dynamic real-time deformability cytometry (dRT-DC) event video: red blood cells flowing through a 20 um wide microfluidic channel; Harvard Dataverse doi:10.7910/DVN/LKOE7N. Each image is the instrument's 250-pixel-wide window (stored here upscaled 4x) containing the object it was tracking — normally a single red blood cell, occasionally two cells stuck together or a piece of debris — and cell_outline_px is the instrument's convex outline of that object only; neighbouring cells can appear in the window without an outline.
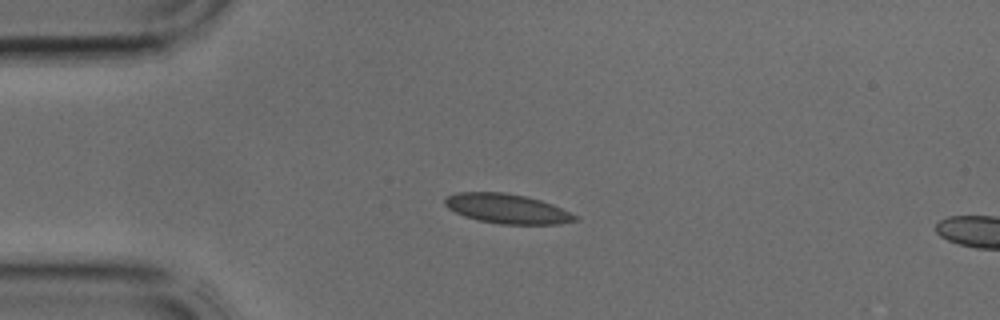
{"species": "common noctule bat (a hibernating species)", "species_latin": "Nyctalus noctula", "temperature_condition": "cold", "stored_images_in_passage": 13, "camera_frame_rate_fps": 3000, "um_per_image_px": 0.085, "animal": {"sex": "male", "body_mass_g": 17.9, "forearm_length_mm": 54.2}, "frame": {"image": 1, "passage_image": 10, "time_ms": 3.0, "image_size_px": [1000, 320], "cell_outline_px": [[580, 220], [560, 224], [500, 224], [476, 220], [464, 216], [448, 208], [444, 204], [444, 200], [448, 196], [460, 192], [504, 192], [524, 196], [540, 200], [552, 204], [580, 216]], "centroid_in_image_um": [43.15, 17.75], "position_along_channel_um": 41.9, "area_um2": 22.54}}